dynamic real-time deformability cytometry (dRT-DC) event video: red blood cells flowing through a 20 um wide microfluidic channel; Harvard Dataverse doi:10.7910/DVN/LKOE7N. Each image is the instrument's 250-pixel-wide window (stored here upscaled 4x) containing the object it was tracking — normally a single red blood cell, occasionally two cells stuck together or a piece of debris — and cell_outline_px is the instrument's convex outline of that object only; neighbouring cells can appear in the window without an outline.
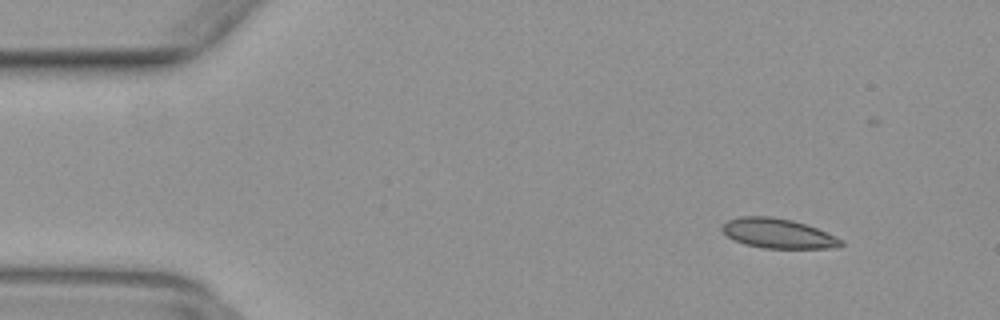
{"species": "common noctule bat (a hibernating species)", "species_latin": "Nyctalus noctula", "temperature_condition": "warm", "stored_images_in_passage": 18, "camera_frame_rate_fps": 3000, "um_per_image_px": 0.085, "animal": {"sex": "female", "body_mass_g": 29.2, "forearm_length_mm": 56.3}, "frame": {"image": 1, "passage_image": 6, "time_ms": 1.667, "image_size_px": [1000, 320], "cell_outline_px": [[844, 244], [832, 248], [764, 248], [744, 244], [728, 236], [720, 228], [728, 220], [740, 216], [772, 216], [792, 220], [816, 228], [836, 236], [844, 240]], "centroid_in_image_um": [66.14, 19.84], "position_along_channel_um": 18.9, "area_um2": 20.46}}
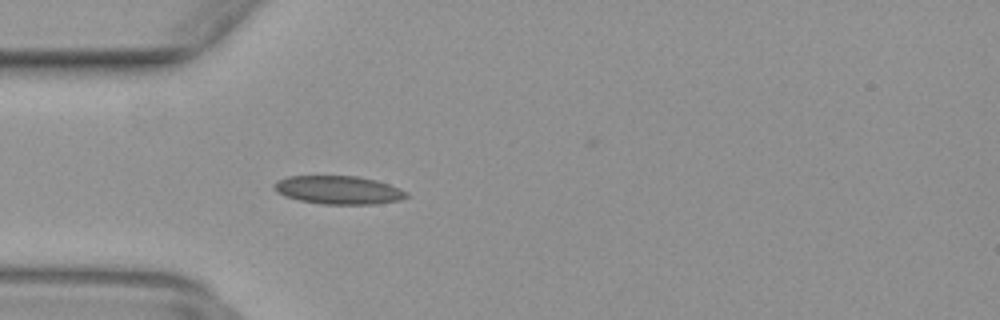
{"frame": {"image": 2, "passage_image": 15, "time_ms": 4.667, "image_size_px": [1000, 320], "cell_outline_px": [[408, 196], [400, 200], [376, 204], [320, 204], [300, 200], [284, 196], [276, 192], [272, 188], [272, 184], [276, 180], [288, 176], [356, 176], [376, 180], [400, 188], [408, 192]], "centroid_in_image_um": [28.73, 16.15], "position_along_channel_um": 56.3, "area_um2": 22.02}}